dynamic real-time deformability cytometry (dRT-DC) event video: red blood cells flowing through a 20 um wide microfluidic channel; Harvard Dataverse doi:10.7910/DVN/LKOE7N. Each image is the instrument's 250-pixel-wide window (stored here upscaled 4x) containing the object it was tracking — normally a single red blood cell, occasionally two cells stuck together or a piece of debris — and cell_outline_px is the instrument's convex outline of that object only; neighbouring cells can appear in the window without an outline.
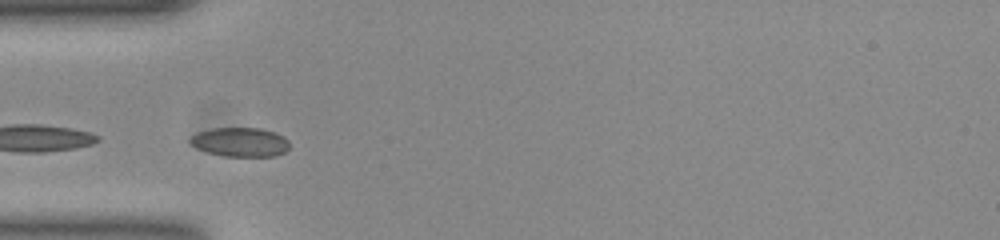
{"species": "common noctule bat (a hibernating species)", "species_latin": "Nyctalus noctula", "temperature_condition": "room temperature", "stored_images_in_passage": 32, "segment_of_instrument_passage": [2, 2], "camera_frame_rate_fps": 3000, "um_per_image_px": 0.085, "animal": {"sex": "female", "body_mass_g": 23.0, "forearm_length_mm": 53.4}, "frame": {"image": 1, "passage_image": 9, "time_ms": 2.667, "image_size_px": [1000, 240], "cell_outline_px": [[288, 148], [284, 152], [276, 156], [224, 156], [208, 152], [196, 148], [188, 140], [196, 132], [212, 128], [260, 128], [276, 132], [284, 136], [288, 140]], "centroid_in_image_um": [20.42, 12.07], "position_along_channel_um": 64.6, "area_um2": 16.94}}
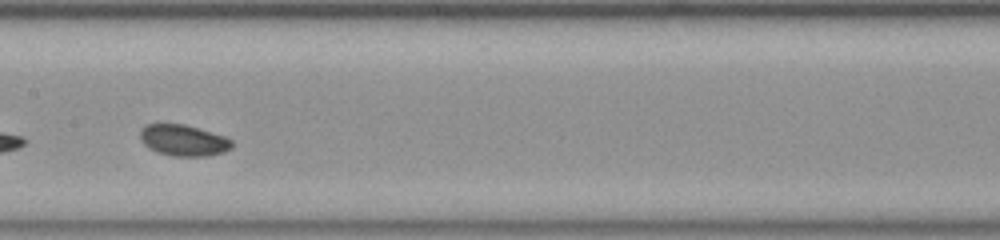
{"frame": {"image": 2, "passage_image": 19, "time_ms": 6.0, "image_size_px": [1000, 240], "cell_outline_px": [[232, 148], [224, 152], [208, 156], [172, 156], [156, 152], [148, 148], [140, 140], [140, 132], [148, 124], [184, 124], [224, 136], [232, 140]], "centroid_in_image_um": [15.6, 11.94], "position_along_channel_um": 191.8, "area_um2": 16.65}}